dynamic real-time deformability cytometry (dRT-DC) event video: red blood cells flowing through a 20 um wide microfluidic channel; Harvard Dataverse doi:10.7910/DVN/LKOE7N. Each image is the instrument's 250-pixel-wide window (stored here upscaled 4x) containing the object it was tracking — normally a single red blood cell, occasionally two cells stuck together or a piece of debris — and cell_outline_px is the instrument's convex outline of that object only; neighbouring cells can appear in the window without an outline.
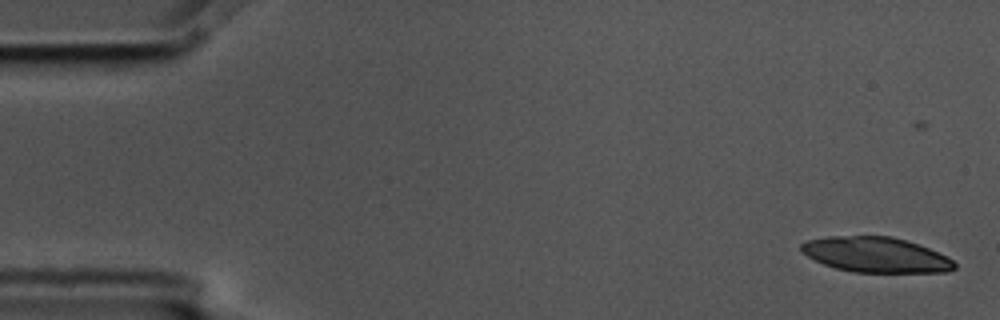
{"species": "common noctule bat (a hibernating species)", "species_latin": "Nyctalus noctula", "temperature_condition": "cold", "stored_images_in_passage": 6, "segment_of_instrument_passage": [1, 2], "camera_frame_rate_fps": 3000, "um_per_image_px": 0.085, "animal": {"sex": "male", "body_mass_g": 17.5, "forearm_length_mm": 52.3}, "frame": {"image": 1, "passage_image": 1, "time_ms": 0.0, "image_size_px": [1000, 320], "cell_outline_px": [[956, 268], [948, 272], [852, 272], [836, 268], [824, 264], [800, 252], [800, 244], [808, 240], [828, 236], [892, 236], [928, 248], [952, 260], [956, 264]], "centroid_in_image_um": [74.41, 21.65], "position_along_channel_um": 10.6, "area_um2": 31.21}}